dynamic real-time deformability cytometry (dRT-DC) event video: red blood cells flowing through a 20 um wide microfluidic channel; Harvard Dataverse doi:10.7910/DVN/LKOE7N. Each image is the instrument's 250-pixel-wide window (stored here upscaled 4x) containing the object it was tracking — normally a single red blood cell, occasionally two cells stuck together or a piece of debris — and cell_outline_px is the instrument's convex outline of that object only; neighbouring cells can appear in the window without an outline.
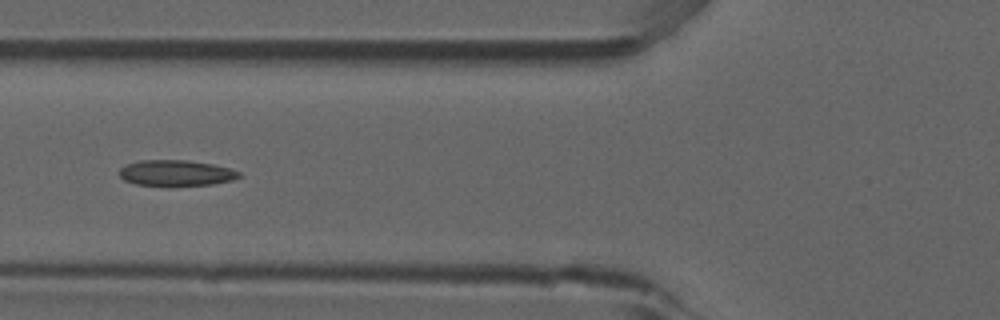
{"species": "common noctule bat (a hibernating species)", "species_latin": "Nyctalus noctula", "temperature_condition": "room temperature", "stored_images_in_passage": 30, "camera_frame_rate_fps": 3000, "um_per_image_px": 0.085, "animal": {"sex": "male", "forearm_length_mm": 52.5}, "frame": {"image": 1, "passage_image": 9, "time_ms": 2.667, "image_size_px": [1000, 320], "cell_outline_px": [[244, 176], [232, 180], [212, 184], [168, 188], [136, 184], [124, 180], [120, 176], [120, 168], [128, 164], [140, 160], [188, 160], [212, 164], [228, 168], [240, 172]], "centroid_in_image_um": [14.97, 14.74], "position_along_channel_um": 110.8, "area_um2": 18.61}, "authors_computed_cell_mechanics": {"area_um2": 18.1203, "velocity_mm_per_s": 3.8698, "shape_relaxation_time_tau1_ms": null, "shape_relaxation_time_tau2_ms": 3.0163, "deformation_change_tau1": null, "deformation_change_tau2": 0.0977}}